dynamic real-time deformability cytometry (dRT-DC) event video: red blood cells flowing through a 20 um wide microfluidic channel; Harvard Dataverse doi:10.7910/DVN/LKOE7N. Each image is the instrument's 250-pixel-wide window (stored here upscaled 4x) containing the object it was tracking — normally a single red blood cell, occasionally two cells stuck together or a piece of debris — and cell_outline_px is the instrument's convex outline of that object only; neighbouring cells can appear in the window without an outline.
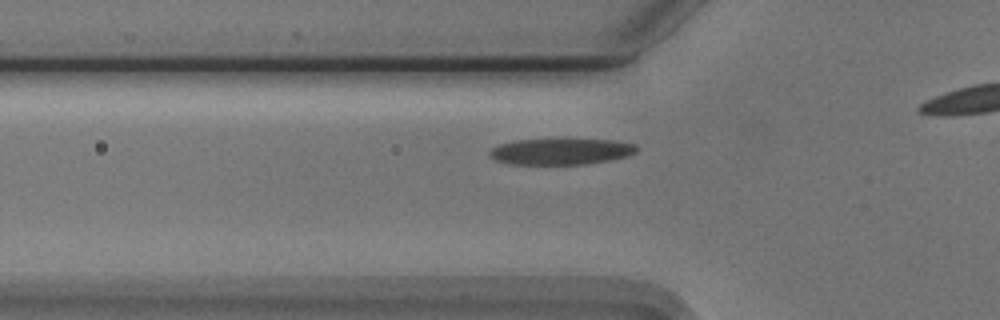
{"species": "Egyptian fruit bat (a non-hibernating species)", "species_latin": "Rousettus aegyptiacus", "temperature_condition": "cold", "stored_images_in_passage": 18, "camera_frame_rate_fps": 3000, "um_per_image_px": 0.085, "animal": {"sex": "male"}, "frame": {"image": 1, "passage_image": 2, "time_ms": 0.333, "image_size_px": [1000, 320], "cell_outline_px": [[636, 152], [628, 156], [608, 160], [584, 164], [508, 164], [496, 160], [488, 156], [488, 152], [492, 148], [500, 144], [516, 140], [568, 136], [616, 140], [636, 144]], "centroid_in_image_um": [47.68, 12.82], "position_along_channel_um": 78.1, "area_um2": 23.64}}
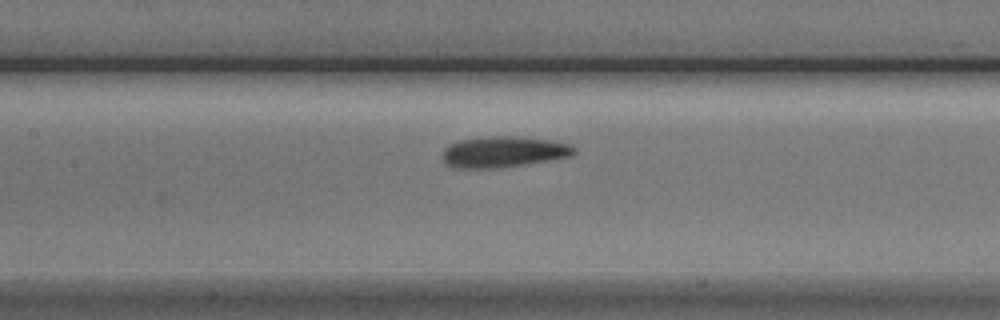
{"frame": {"image": 2, "passage_image": 9, "time_ms": 2.667, "image_size_px": [1000, 320], "cell_outline_px": [[576, 152], [572, 156], [500, 168], [456, 168], [444, 164], [444, 148], [448, 144], [460, 140], [492, 136], [512, 136], [548, 140], [568, 144], [576, 148]], "centroid_in_image_um": [42.77, 12.91], "position_along_channel_um": 164.6, "area_um2": 23.58}}
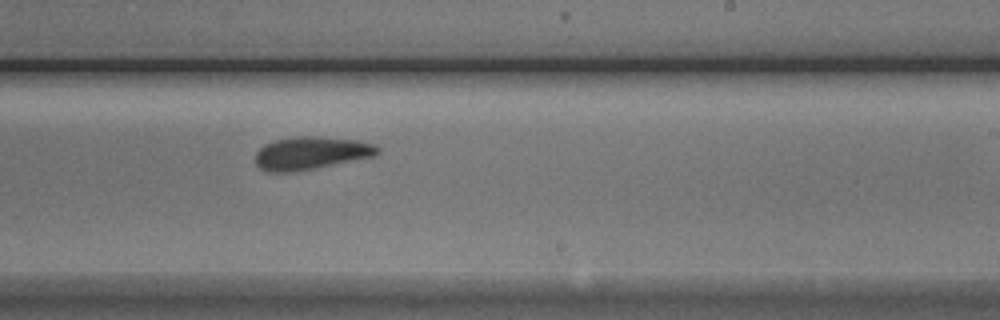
{"frame": {"image": 3, "passage_image": 17, "time_ms": 5.333, "image_size_px": [1000, 320], "cell_outline_px": [[380, 152], [376, 156], [316, 168], [292, 172], [264, 172], [256, 164], [256, 152], [264, 144], [276, 140], [292, 136], [316, 136], [356, 140], [376, 144], [380, 148]], "centroid_in_image_um": [26.45, 13.01], "position_along_channel_um": 262.6, "area_um2": 23.64}}